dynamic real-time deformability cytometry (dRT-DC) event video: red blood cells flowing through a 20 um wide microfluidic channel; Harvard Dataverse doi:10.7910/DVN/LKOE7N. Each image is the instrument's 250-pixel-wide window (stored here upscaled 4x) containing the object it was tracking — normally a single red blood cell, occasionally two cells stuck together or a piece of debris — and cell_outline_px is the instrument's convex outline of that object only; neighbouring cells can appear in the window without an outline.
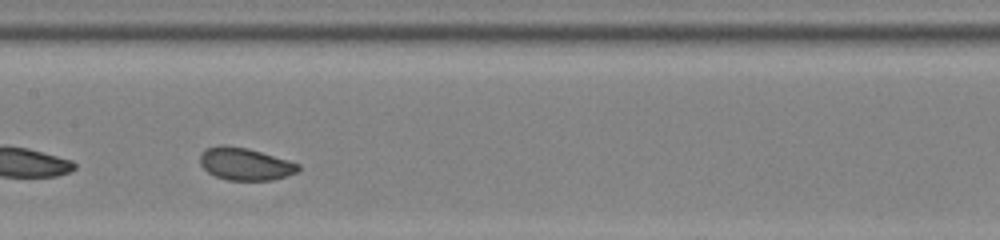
{"species": "common noctule bat (a hibernating species)", "species_latin": "Nyctalus noctula", "temperature_condition": "room temperature", "stored_images_in_passage": 30, "camera_frame_rate_fps": 3000, "um_per_image_px": 0.085, "animal": {"sex": "female", "body_mass_g": 22.0, "forearm_length_mm": 56.7}, "frame": {"image": 1, "passage_image": 13, "time_ms": 4.0, "image_size_px": [1000, 240], "cell_outline_px": [[300, 168], [296, 172], [288, 176], [272, 180], [228, 180], [216, 176], [208, 172], [200, 164], [200, 152], [204, 148], [220, 144], [224, 144], [248, 148], [288, 160], [300, 164]], "centroid_in_image_um": [20.81, 13.92], "position_along_channel_um": 186.6, "area_um2": 18.73}}
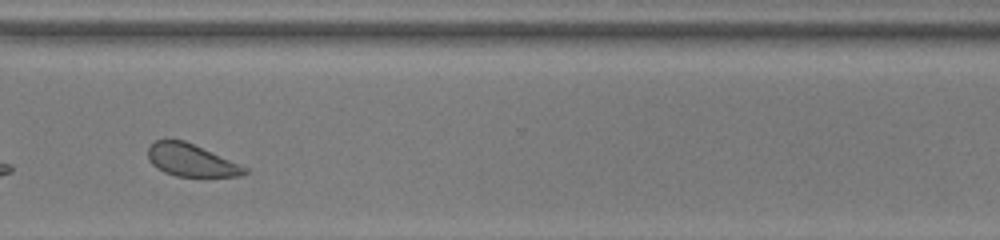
{"frame": {"image": 2, "passage_image": 26, "time_ms": 8.333, "image_size_px": [1000, 240], "cell_outline_px": [[248, 172], [240, 176], [176, 176], [164, 172], [156, 168], [152, 164], [148, 156], [148, 148], [156, 140], [184, 140], [248, 168]], "centroid_in_image_um": [16.23, 13.63], "position_along_channel_um": 354.4, "area_um2": 17.92}, "authors_computed_cell_mechanics": {"area_um2": 18.6116, "velocity_mm_per_s": 3.8628, "shape_relaxation_time_tau1_ms": 2.3353, "shape_relaxation_time_tau2_ms": null, "deformation_change_tau1": 0.089, "deformation_change_tau2": null}}